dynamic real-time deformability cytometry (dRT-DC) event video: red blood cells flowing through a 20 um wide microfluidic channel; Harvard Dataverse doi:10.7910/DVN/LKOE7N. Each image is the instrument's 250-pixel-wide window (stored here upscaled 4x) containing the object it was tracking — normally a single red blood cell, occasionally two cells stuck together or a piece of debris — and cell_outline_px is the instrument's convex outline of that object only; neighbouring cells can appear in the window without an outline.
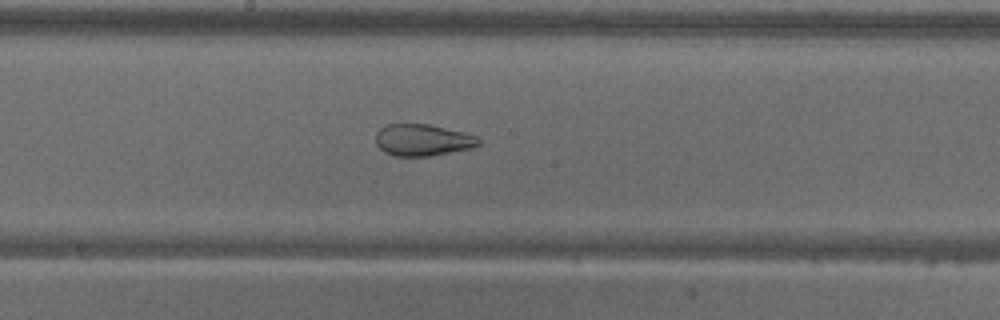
{"species": "common noctule bat (a hibernating species)", "species_latin": "Nyctalus noctula", "temperature_condition": "warm", "stored_images_in_passage": 51, "camera_frame_rate_fps": 3000, "um_per_image_px": 0.085, "animal": {"sex": "male", "body_mass_g": 18.8}, "frame": {"image": 1, "passage_image": 25, "time_ms": 8.0, "image_size_px": [1000, 320], "cell_outline_px": [[480, 144], [472, 148], [428, 156], [392, 156], [384, 152], [376, 144], [376, 132], [380, 128], [388, 124], [428, 124], [464, 132], [476, 136], [480, 140]], "centroid_in_image_um": [35.91, 11.9], "position_along_channel_um": 212.3, "area_um2": 19.02}}
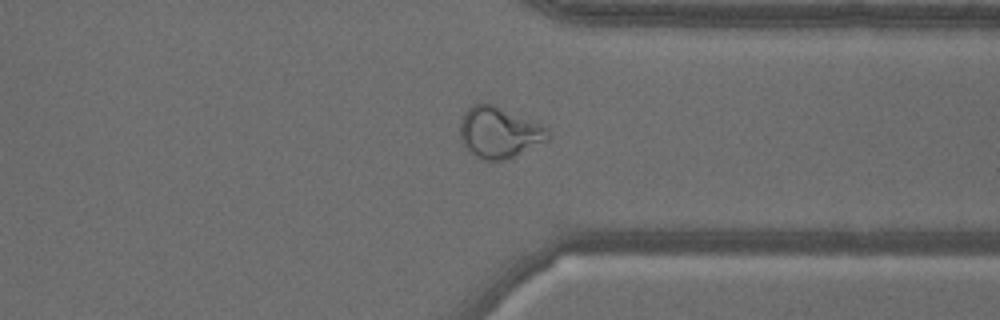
{"frame": {"image": 2, "passage_image": 38, "time_ms": 12.333, "image_size_px": [1000, 320], "cell_outline_px": [[548, 140], [508, 160], [484, 160], [468, 152], [460, 140], [460, 120], [464, 112], [472, 104], [492, 104], [544, 124], [548, 128]], "centroid_in_image_um": [42.42, 11.27], "position_along_channel_um": 369.0, "area_um2": 26.47}}
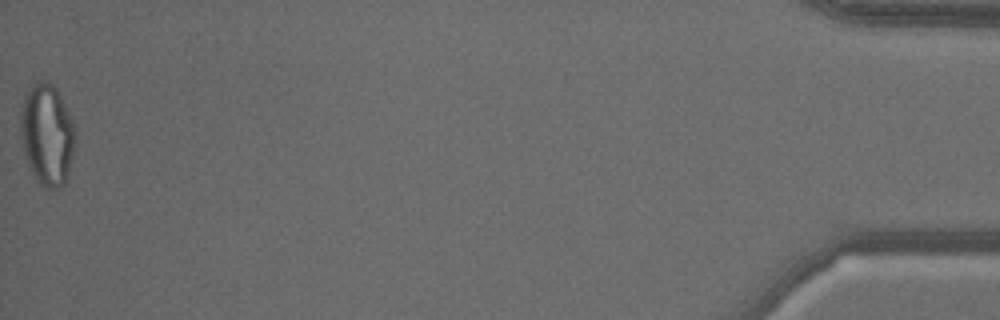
{"frame": {"image": 3, "passage_image": 51, "time_ms": 16.667, "image_size_px": [1000, 320], "cell_outline_px": [[76, 136], [68, 176], [64, 184], [60, 188], [48, 192], [36, 180], [28, 168], [20, 136], [20, 112], [24, 96], [32, 84], [40, 80], [48, 80], [56, 88], [72, 120]], "centroid_in_image_um": [3.98, 11.49], "position_along_channel_um": 431.2, "area_um2": 32.89}, "authors_computed_cell_mechanics": {"area_um2": 26.4146, "velocity_mm_per_s": 3.6518, "shape_relaxation_time_tau1_ms": null, "shape_relaxation_time_tau2_ms": 1.3465, "deformation_change_tau1": null, "deformation_change_tau2": 0.0807}}